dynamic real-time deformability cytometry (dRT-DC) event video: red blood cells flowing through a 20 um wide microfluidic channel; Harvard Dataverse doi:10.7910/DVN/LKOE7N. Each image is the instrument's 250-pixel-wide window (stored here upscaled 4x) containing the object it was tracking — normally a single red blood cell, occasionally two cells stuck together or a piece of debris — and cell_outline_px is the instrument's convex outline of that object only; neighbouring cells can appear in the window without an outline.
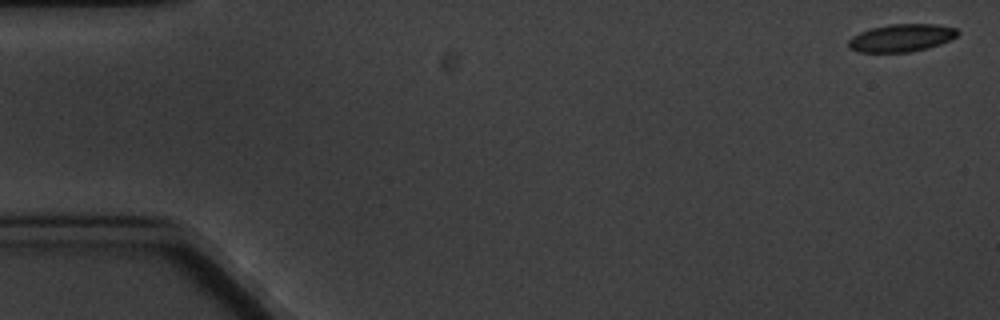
{"species": "common noctule bat (a hibernating species)", "species_latin": "Nyctalus noctula", "temperature_condition": "cold", "stored_images_in_passage": 5, "camera_frame_rate_fps": 3000, "um_per_image_px": 0.085, "animal": {"sex": "male", "body_mass_g": 20.1, "forearm_length_mm": 53.5}, "frame": {"image": 1, "passage_image": 1, "time_ms": 0.0, "image_size_px": [1000, 320], "cell_outline_px": [[960, 32], [956, 36], [940, 44], [928, 48], [912, 52], [860, 52], [848, 48], [848, 40], [852, 36], [860, 32], [872, 28], [888, 24], [940, 24], [956, 28]], "centroid_in_image_um": [76.62, 3.22], "position_along_channel_um": 8.4, "area_um2": 17.69}}
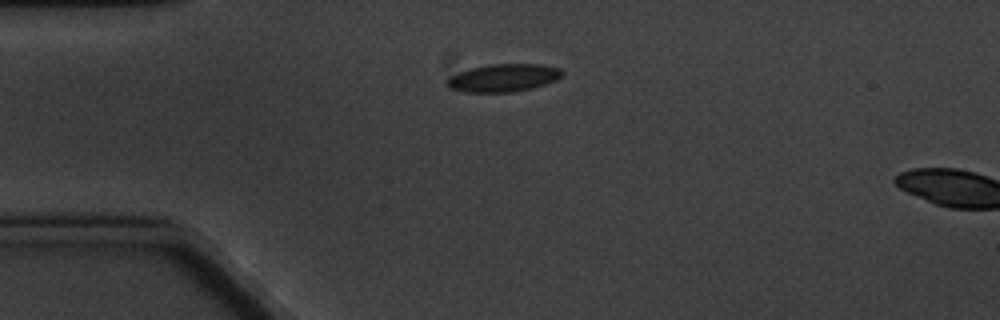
{"frame": {"image": 2, "passage_image": 4, "time_ms": 4.333, "image_size_px": [1000, 320], "cell_outline_px": [[564, 72], [556, 80], [532, 88], [512, 92], [464, 92], [448, 88], [444, 84], [444, 80], [448, 76], [468, 68], [488, 64], [540, 64], [560, 68]], "centroid_in_image_um": [42.7, 6.61], "position_along_channel_um": 42.3, "area_um2": 18.96}}